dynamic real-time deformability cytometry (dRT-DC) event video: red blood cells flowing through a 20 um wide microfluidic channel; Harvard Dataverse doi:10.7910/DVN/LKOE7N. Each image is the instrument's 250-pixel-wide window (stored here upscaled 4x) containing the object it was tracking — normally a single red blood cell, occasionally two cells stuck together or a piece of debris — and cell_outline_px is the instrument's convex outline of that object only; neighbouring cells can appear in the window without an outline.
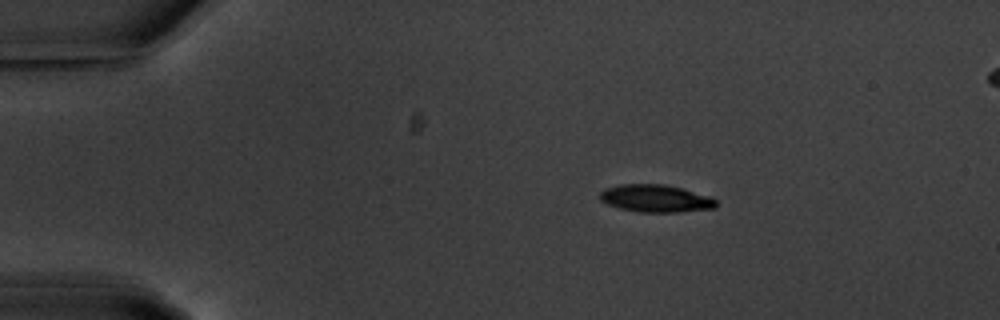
{"species": "common noctule bat (a hibernating species)", "species_latin": "Nyctalus noctula", "temperature_condition": "warm", "stored_images_in_passage": 4, "segment_of_instrument_passage": [1, 2], "camera_frame_rate_fps": 3000, "um_per_image_px": 0.085, "animal": {"sex": "male", "body_mass_g": 20.1, "forearm_length_mm": 53.5}, "frame": {"image": 1, "passage_image": 1, "time_ms": 0.0, "image_size_px": [1000, 320], "cell_outline_px": [[716, 208], [676, 212], [640, 212], [620, 208], [608, 204], [600, 200], [600, 192], [604, 188], [620, 184], [660, 184], [680, 188], [712, 196], [716, 200]], "centroid_in_image_um": [55.73, 16.86], "position_along_channel_um": 29.3, "area_um2": 18.55}}